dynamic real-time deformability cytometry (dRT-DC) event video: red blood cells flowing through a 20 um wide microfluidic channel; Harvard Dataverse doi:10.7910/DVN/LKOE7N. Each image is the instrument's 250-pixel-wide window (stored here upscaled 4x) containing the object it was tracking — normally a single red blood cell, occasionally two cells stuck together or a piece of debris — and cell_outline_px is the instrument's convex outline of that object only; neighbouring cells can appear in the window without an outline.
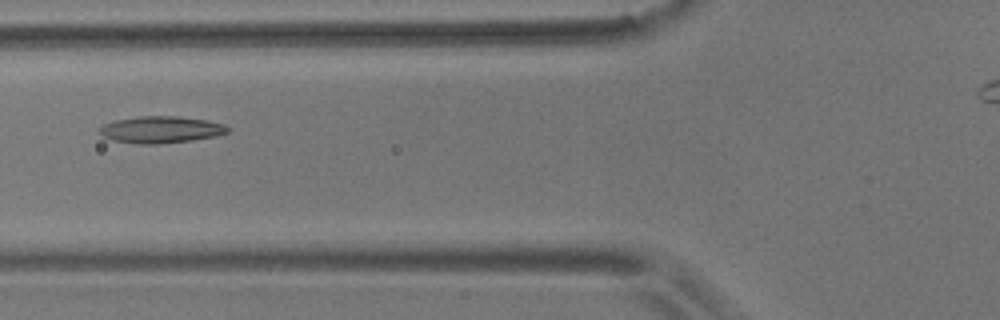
{"species": "common noctule bat (a hibernating species)", "species_latin": "Nyctalus noctula", "temperature_condition": "room temperature", "stored_images_in_passage": 2, "camera_frame_rate_fps": 3000, "um_per_image_px": 0.085, "animal": {"sex": "male", "body_mass_g": 17.9}, "frame": {"image": 1, "passage_image": 2, "time_ms": 1.333, "image_size_px": [1000, 320], "cell_outline_px": [[228, 132], [216, 136], [192, 140], [156, 144], [136, 144], [112, 140], [96, 132], [96, 128], [104, 124], [116, 120], [140, 116], [176, 116], [204, 120], [224, 124], [228, 128]], "centroid_in_image_um": [13.61, 11.02], "position_along_channel_um": 112.2, "area_um2": 20.0}}